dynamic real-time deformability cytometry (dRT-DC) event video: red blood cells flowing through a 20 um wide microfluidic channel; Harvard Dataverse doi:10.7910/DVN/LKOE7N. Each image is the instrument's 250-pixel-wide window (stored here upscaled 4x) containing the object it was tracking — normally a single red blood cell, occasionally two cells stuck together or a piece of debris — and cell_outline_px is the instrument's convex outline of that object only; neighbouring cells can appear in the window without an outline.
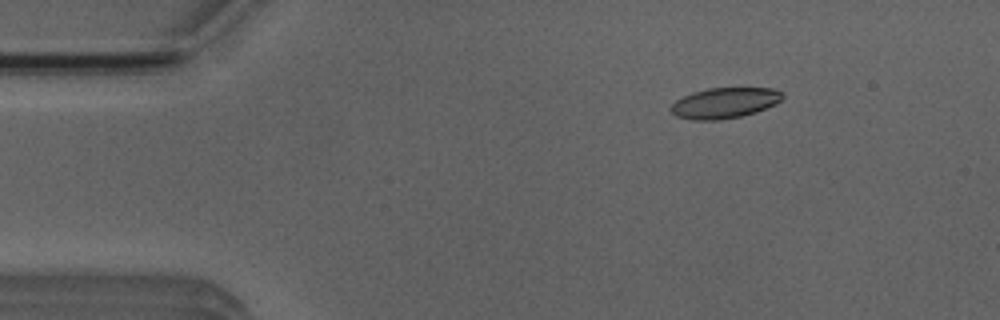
{"species": "Egyptian fruit bat (a non-hibernating species)", "species_latin": "Rousettus aegyptiacus", "temperature_condition": "room temperature", "stored_images_in_passage": 4, "camera_frame_rate_fps": 3000, "um_per_image_px": 0.085, "animal": {"sex": "male"}, "frame": {"image": 1, "passage_image": 3, "time_ms": 2.333, "image_size_px": [1000, 320], "cell_outline_px": [[784, 96], [776, 104], [756, 112], [740, 116], [720, 120], [692, 120], [676, 116], [668, 108], [676, 100], [692, 92], [708, 88], [772, 88], [780, 92]], "centroid_in_image_um": [61.56, 8.75], "position_along_channel_um": 23.4, "area_um2": 19.88}}